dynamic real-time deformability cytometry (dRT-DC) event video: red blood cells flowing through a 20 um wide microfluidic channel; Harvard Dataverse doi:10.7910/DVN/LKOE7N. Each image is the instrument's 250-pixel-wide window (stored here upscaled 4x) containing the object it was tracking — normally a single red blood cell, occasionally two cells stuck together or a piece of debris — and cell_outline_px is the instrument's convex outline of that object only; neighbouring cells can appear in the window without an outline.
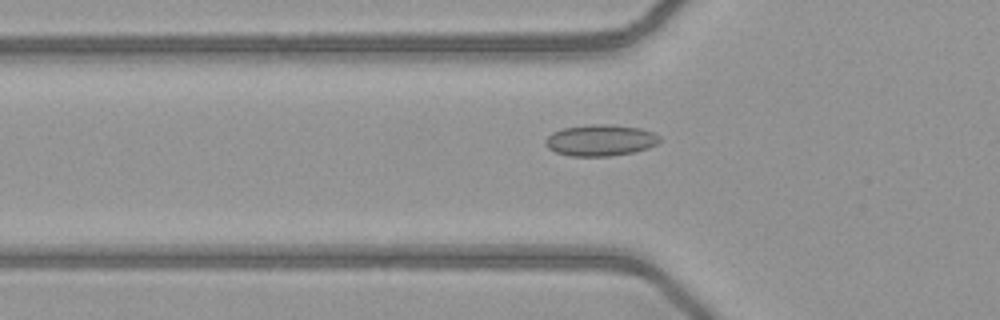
{"species": "common noctule bat (a hibernating species)", "species_latin": "Nyctalus noctula", "temperature_condition": "warm", "stored_images_in_passage": 37, "camera_frame_rate_fps": 3000, "um_per_image_px": 0.085, "animal": {"sex": "female", "body_mass_g": 21.9}, "frame": {"image": 1, "passage_image": 4, "time_ms": 1.0, "image_size_px": [1000, 320], "cell_outline_px": [[660, 140], [656, 144], [648, 148], [632, 152], [612, 156], [568, 156], [556, 152], [548, 148], [544, 144], [544, 140], [552, 132], [564, 128], [592, 124], [612, 124], [640, 128], [652, 132], [660, 136]], "centroid_in_image_um": [51.02, 11.92], "position_along_channel_um": 74.8, "area_um2": 20.92}}
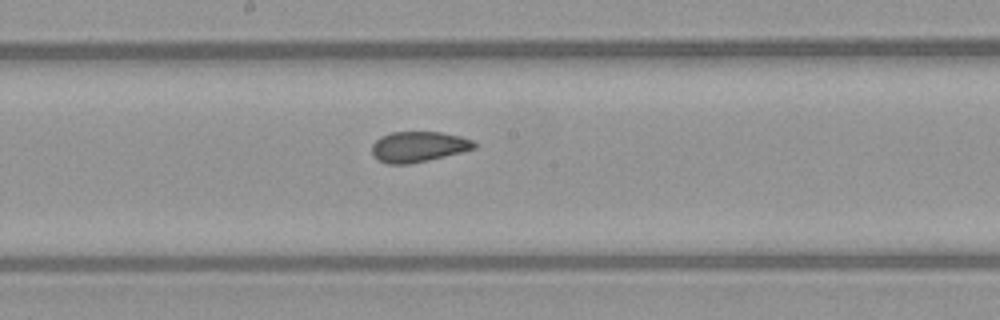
{"frame": {"image": 2, "passage_image": 14, "time_ms": 4.333, "image_size_px": [1000, 320], "cell_outline_px": [[476, 148], [428, 160], [408, 164], [388, 164], [380, 160], [372, 152], [372, 144], [380, 136], [392, 132], [440, 132], [460, 136], [472, 140], [476, 144]], "centroid_in_image_um": [35.56, 12.46], "position_along_channel_um": 212.6, "area_um2": 17.98}}
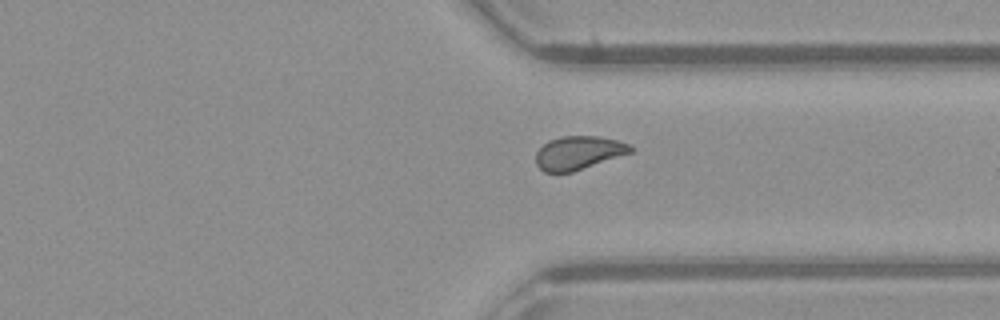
{"frame": {"image": 3, "passage_image": 25, "time_ms": 8.0, "image_size_px": [1000, 320], "cell_outline_px": [[636, 148], [632, 152], [572, 172], [544, 172], [536, 164], [536, 152], [548, 140], [564, 136], [600, 136], [616, 140], [628, 144]], "centroid_in_image_um": [49.18, 12.98], "position_along_channel_um": 362.2, "area_um2": 18.38}, "authors_computed_cell_mechanics": {"area_um2": 18.785, "velocity_mm_per_s": 4.0916, "shape_relaxation_time_tau1_ms": null, "shape_relaxation_time_tau2_ms": 0.9268, "deformation_change_tau1": null, "deformation_change_tau2": 0.0659}}